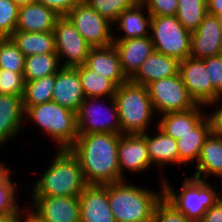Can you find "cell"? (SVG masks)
Segmentation results:
<instances>
[{
  "instance_id": "cell-28",
  "label": "cell",
  "mask_w": 222,
  "mask_h": 222,
  "mask_svg": "<svg viewBox=\"0 0 222 222\" xmlns=\"http://www.w3.org/2000/svg\"><path fill=\"white\" fill-rule=\"evenodd\" d=\"M10 38L25 57L31 55L56 53L54 32L15 31Z\"/></svg>"
},
{
  "instance_id": "cell-48",
  "label": "cell",
  "mask_w": 222,
  "mask_h": 222,
  "mask_svg": "<svg viewBox=\"0 0 222 222\" xmlns=\"http://www.w3.org/2000/svg\"><path fill=\"white\" fill-rule=\"evenodd\" d=\"M219 181H221V188H222V177L219 179ZM222 191V190H221Z\"/></svg>"
},
{
  "instance_id": "cell-35",
  "label": "cell",
  "mask_w": 222,
  "mask_h": 222,
  "mask_svg": "<svg viewBox=\"0 0 222 222\" xmlns=\"http://www.w3.org/2000/svg\"><path fill=\"white\" fill-rule=\"evenodd\" d=\"M101 16L114 23L118 16L132 8L140 0H83Z\"/></svg>"
},
{
  "instance_id": "cell-36",
  "label": "cell",
  "mask_w": 222,
  "mask_h": 222,
  "mask_svg": "<svg viewBox=\"0 0 222 222\" xmlns=\"http://www.w3.org/2000/svg\"><path fill=\"white\" fill-rule=\"evenodd\" d=\"M18 13L13 0H0V38L10 37L16 31Z\"/></svg>"
},
{
  "instance_id": "cell-44",
  "label": "cell",
  "mask_w": 222,
  "mask_h": 222,
  "mask_svg": "<svg viewBox=\"0 0 222 222\" xmlns=\"http://www.w3.org/2000/svg\"><path fill=\"white\" fill-rule=\"evenodd\" d=\"M208 14L222 18V0H206Z\"/></svg>"
},
{
  "instance_id": "cell-33",
  "label": "cell",
  "mask_w": 222,
  "mask_h": 222,
  "mask_svg": "<svg viewBox=\"0 0 222 222\" xmlns=\"http://www.w3.org/2000/svg\"><path fill=\"white\" fill-rule=\"evenodd\" d=\"M207 13L206 0H178L177 19L190 32L198 29Z\"/></svg>"
},
{
  "instance_id": "cell-38",
  "label": "cell",
  "mask_w": 222,
  "mask_h": 222,
  "mask_svg": "<svg viewBox=\"0 0 222 222\" xmlns=\"http://www.w3.org/2000/svg\"><path fill=\"white\" fill-rule=\"evenodd\" d=\"M23 72H12L0 69V94L23 96L24 93Z\"/></svg>"
},
{
  "instance_id": "cell-5",
  "label": "cell",
  "mask_w": 222,
  "mask_h": 222,
  "mask_svg": "<svg viewBox=\"0 0 222 222\" xmlns=\"http://www.w3.org/2000/svg\"><path fill=\"white\" fill-rule=\"evenodd\" d=\"M24 123L37 125L57 149H70L78 138L76 113L53 101L24 107ZM29 120V121H28Z\"/></svg>"
},
{
  "instance_id": "cell-15",
  "label": "cell",
  "mask_w": 222,
  "mask_h": 222,
  "mask_svg": "<svg viewBox=\"0 0 222 222\" xmlns=\"http://www.w3.org/2000/svg\"><path fill=\"white\" fill-rule=\"evenodd\" d=\"M222 54V30L219 17L206 14L198 29L191 32L190 57L205 59Z\"/></svg>"
},
{
  "instance_id": "cell-27",
  "label": "cell",
  "mask_w": 222,
  "mask_h": 222,
  "mask_svg": "<svg viewBox=\"0 0 222 222\" xmlns=\"http://www.w3.org/2000/svg\"><path fill=\"white\" fill-rule=\"evenodd\" d=\"M211 123L206 116L190 133L180 136L177 142L179 166L195 164L205 140L211 134ZM195 162V163H193Z\"/></svg>"
},
{
  "instance_id": "cell-4",
  "label": "cell",
  "mask_w": 222,
  "mask_h": 222,
  "mask_svg": "<svg viewBox=\"0 0 222 222\" xmlns=\"http://www.w3.org/2000/svg\"><path fill=\"white\" fill-rule=\"evenodd\" d=\"M114 100L118 109L121 134H143L151 129L153 122L154 127L158 126V116L146 86L133 83L129 79L117 87Z\"/></svg>"
},
{
  "instance_id": "cell-42",
  "label": "cell",
  "mask_w": 222,
  "mask_h": 222,
  "mask_svg": "<svg viewBox=\"0 0 222 222\" xmlns=\"http://www.w3.org/2000/svg\"><path fill=\"white\" fill-rule=\"evenodd\" d=\"M82 0H36L47 8L53 9L58 15L66 16Z\"/></svg>"
},
{
  "instance_id": "cell-39",
  "label": "cell",
  "mask_w": 222,
  "mask_h": 222,
  "mask_svg": "<svg viewBox=\"0 0 222 222\" xmlns=\"http://www.w3.org/2000/svg\"><path fill=\"white\" fill-rule=\"evenodd\" d=\"M152 16H175L178 0H140Z\"/></svg>"
},
{
  "instance_id": "cell-11",
  "label": "cell",
  "mask_w": 222,
  "mask_h": 222,
  "mask_svg": "<svg viewBox=\"0 0 222 222\" xmlns=\"http://www.w3.org/2000/svg\"><path fill=\"white\" fill-rule=\"evenodd\" d=\"M53 32L55 51L61 66L75 68L85 65L92 46L85 41L66 16L57 19Z\"/></svg>"
},
{
  "instance_id": "cell-19",
  "label": "cell",
  "mask_w": 222,
  "mask_h": 222,
  "mask_svg": "<svg viewBox=\"0 0 222 222\" xmlns=\"http://www.w3.org/2000/svg\"><path fill=\"white\" fill-rule=\"evenodd\" d=\"M153 16L148 12L146 6L137 2L132 8L122 12L113 23L117 31L113 33L114 40H126L131 38L150 36ZM120 29V34L118 33Z\"/></svg>"
},
{
  "instance_id": "cell-1",
  "label": "cell",
  "mask_w": 222,
  "mask_h": 222,
  "mask_svg": "<svg viewBox=\"0 0 222 222\" xmlns=\"http://www.w3.org/2000/svg\"><path fill=\"white\" fill-rule=\"evenodd\" d=\"M120 134L91 133L78 135L70 148L78 158L88 185H105L123 181L119 171Z\"/></svg>"
},
{
  "instance_id": "cell-43",
  "label": "cell",
  "mask_w": 222,
  "mask_h": 222,
  "mask_svg": "<svg viewBox=\"0 0 222 222\" xmlns=\"http://www.w3.org/2000/svg\"><path fill=\"white\" fill-rule=\"evenodd\" d=\"M199 222H222V197L207 209Z\"/></svg>"
},
{
  "instance_id": "cell-16",
  "label": "cell",
  "mask_w": 222,
  "mask_h": 222,
  "mask_svg": "<svg viewBox=\"0 0 222 222\" xmlns=\"http://www.w3.org/2000/svg\"><path fill=\"white\" fill-rule=\"evenodd\" d=\"M80 222H116L108 201V184L88 185L79 195Z\"/></svg>"
},
{
  "instance_id": "cell-8",
  "label": "cell",
  "mask_w": 222,
  "mask_h": 222,
  "mask_svg": "<svg viewBox=\"0 0 222 222\" xmlns=\"http://www.w3.org/2000/svg\"><path fill=\"white\" fill-rule=\"evenodd\" d=\"M150 38L154 51L182 61L190 57L191 32L177 16H153Z\"/></svg>"
},
{
  "instance_id": "cell-14",
  "label": "cell",
  "mask_w": 222,
  "mask_h": 222,
  "mask_svg": "<svg viewBox=\"0 0 222 222\" xmlns=\"http://www.w3.org/2000/svg\"><path fill=\"white\" fill-rule=\"evenodd\" d=\"M119 171L124 180L129 172L132 175H140L150 168V156L147 149L146 140L143 134H120L118 143Z\"/></svg>"
},
{
  "instance_id": "cell-29",
  "label": "cell",
  "mask_w": 222,
  "mask_h": 222,
  "mask_svg": "<svg viewBox=\"0 0 222 222\" xmlns=\"http://www.w3.org/2000/svg\"><path fill=\"white\" fill-rule=\"evenodd\" d=\"M6 165L7 163L5 161L3 162V160H0V212L25 213L26 207H23V205L21 206L17 199L21 186L17 181H13L14 179L11 177L13 174L10 170L11 168Z\"/></svg>"
},
{
  "instance_id": "cell-46",
  "label": "cell",
  "mask_w": 222,
  "mask_h": 222,
  "mask_svg": "<svg viewBox=\"0 0 222 222\" xmlns=\"http://www.w3.org/2000/svg\"><path fill=\"white\" fill-rule=\"evenodd\" d=\"M20 222H39V221L26 209Z\"/></svg>"
},
{
  "instance_id": "cell-21",
  "label": "cell",
  "mask_w": 222,
  "mask_h": 222,
  "mask_svg": "<svg viewBox=\"0 0 222 222\" xmlns=\"http://www.w3.org/2000/svg\"><path fill=\"white\" fill-rule=\"evenodd\" d=\"M123 72L130 79L152 54L154 46L150 36L114 40Z\"/></svg>"
},
{
  "instance_id": "cell-23",
  "label": "cell",
  "mask_w": 222,
  "mask_h": 222,
  "mask_svg": "<svg viewBox=\"0 0 222 222\" xmlns=\"http://www.w3.org/2000/svg\"><path fill=\"white\" fill-rule=\"evenodd\" d=\"M204 109H203V108ZM206 106L198 104L196 107L177 112H168L158 116V127L168 136L178 140L180 136L190 133L206 116Z\"/></svg>"
},
{
  "instance_id": "cell-40",
  "label": "cell",
  "mask_w": 222,
  "mask_h": 222,
  "mask_svg": "<svg viewBox=\"0 0 222 222\" xmlns=\"http://www.w3.org/2000/svg\"><path fill=\"white\" fill-rule=\"evenodd\" d=\"M212 87L222 96V54L202 59Z\"/></svg>"
},
{
  "instance_id": "cell-22",
  "label": "cell",
  "mask_w": 222,
  "mask_h": 222,
  "mask_svg": "<svg viewBox=\"0 0 222 222\" xmlns=\"http://www.w3.org/2000/svg\"><path fill=\"white\" fill-rule=\"evenodd\" d=\"M155 133L144 132L151 165L156 167L157 171L165 170L168 165H179V153L177 142L171 136H168L158 126L154 129ZM157 133V134H156ZM164 168V169H163Z\"/></svg>"
},
{
  "instance_id": "cell-20",
  "label": "cell",
  "mask_w": 222,
  "mask_h": 222,
  "mask_svg": "<svg viewBox=\"0 0 222 222\" xmlns=\"http://www.w3.org/2000/svg\"><path fill=\"white\" fill-rule=\"evenodd\" d=\"M85 66L112 80L117 86L129 80L122 70L119 53L114 44L92 47L86 58Z\"/></svg>"
},
{
  "instance_id": "cell-45",
  "label": "cell",
  "mask_w": 222,
  "mask_h": 222,
  "mask_svg": "<svg viewBox=\"0 0 222 222\" xmlns=\"http://www.w3.org/2000/svg\"><path fill=\"white\" fill-rule=\"evenodd\" d=\"M24 213H1L0 222H20Z\"/></svg>"
},
{
  "instance_id": "cell-47",
  "label": "cell",
  "mask_w": 222,
  "mask_h": 222,
  "mask_svg": "<svg viewBox=\"0 0 222 222\" xmlns=\"http://www.w3.org/2000/svg\"><path fill=\"white\" fill-rule=\"evenodd\" d=\"M18 7L36 2V0H13Z\"/></svg>"
},
{
  "instance_id": "cell-17",
  "label": "cell",
  "mask_w": 222,
  "mask_h": 222,
  "mask_svg": "<svg viewBox=\"0 0 222 222\" xmlns=\"http://www.w3.org/2000/svg\"><path fill=\"white\" fill-rule=\"evenodd\" d=\"M85 98L78 70L62 67L55 74L52 101L77 113Z\"/></svg>"
},
{
  "instance_id": "cell-37",
  "label": "cell",
  "mask_w": 222,
  "mask_h": 222,
  "mask_svg": "<svg viewBox=\"0 0 222 222\" xmlns=\"http://www.w3.org/2000/svg\"><path fill=\"white\" fill-rule=\"evenodd\" d=\"M153 222H194L179 211L164 195L156 203Z\"/></svg>"
},
{
  "instance_id": "cell-41",
  "label": "cell",
  "mask_w": 222,
  "mask_h": 222,
  "mask_svg": "<svg viewBox=\"0 0 222 222\" xmlns=\"http://www.w3.org/2000/svg\"><path fill=\"white\" fill-rule=\"evenodd\" d=\"M211 109L214 107V111H207V117L211 123V132L213 135L222 138V96L206 105Z\"/></svg>"
},
{
  "instance_id": "cell-13",
  "label": "cell",
  "mask_w": 222,
  "mask_h": 222,
  "mask_svg": "<svg viewBox=\"0 0 222 222\" xmlns=\"http://www.w3.org/2000/svg\"><path fill=\"white\" fill-rule=\"evenodd\" d=\"M179 74L190 96L197 104L207 105L221 97L212 87L202 59L187 57L179 63Z\"/></svg>"
},
{
  "instance_id": "cell-12",
  "label": "cell",
  "mask_w": 222,
  "mask_h": 222,
  "mask_svg": "<svg viewBox=\"0 0 222 222\" xmlns=\"http://www.w3.org/2000/svg\"><path fill=\"white\" fill-rule=\"evenodd\" d=\"M28 204L26 209L39 222H80L79 196L32 197Z\"/></svg>"
},
{
  "instance_id": "cell-18",
  "label": "cell",
  "mask_w": 222,
  "mask_h": 222,
  "mask_svg": "<svg viewBox=\"0 0 222 222\" xmlns=\"http://www.w3.org/2000/svg\"><path fill=\"white\" fill-rule=\"evenodd\" d=\"M24 113L22 97L0 94V149L23 134Z\"/></svg>"
},
{
  "instance_id": "cell-31",
  "label": "cell",
  "mask_w": 222,
  "mask_h": 222,
  "mask_svg": "<svg viewBox=\"0 0 222 222\" xmlns=\"http://www.w3.org/2000/svg\"><path fill=\"white\" fill-rule=\"evenodd\" d=\"M79 72L85 97H114L117 85L103 75L97 74L85 65L75 67Z\"/></svg>"
},
{
  "instance_id": "cell-26",
  "label": "cell",
  "mask_w": 222,
  "mask_h": 222,
  "mask_svg": "<svg viewBox=\"0 0 222 222\" xmlns=\"http://www.w3.org/2000/svg\"><path fill=\"white\" fill-rule=\"evenodd\" d=\"M195 171L191 177L199 180H208V177H222V138L208 136L203 144L196 162Z\"/></svg>"
},
{
  "instance_id": "cell-30",
  "label": "cell",
  "mask_w": 222,
  "mask_h": 222,
  "mask_svg": "<svg viewBox=\"0 0 222 222\" xmlns=\"http://www.w3.org/2000/svg\"><path fill=\"white\" fill-rule=\"evenodd\" d=\"M62 68L56 53H45L25 57L24 82L56 74Z\"/></svg>"
},
{
  "instance_id": "cell-10",
  "label": "cell",
  "mask_w": 222,
  "mask_h": 222,
  "mask_svg": "<svg viewBox=\"0 0 222 222\" xmlns=\"http://www.w3.org/2000/svg\"><path fill=\"white\" fill-rule=\"evenodd\" d=\"M66 17L92 47H105L113 44V23L83 0Z\"/></svg>"
},
{
  "instance_id": "cell-32",
  "label": "cell",
  "mask_w": 222,
  "mask_h": 222,
  "mask_svg": "<svg viewBox=\"0 0 222 222\" xmlns=\"http://www.w3.org/2000/svg\"><path fill=\"white\" fill-rule=\"evenodd\" d=\"M55 74L25 82L23 107H31L52 101Z\"/></svg>"
},
{
  "instance_id": "cell-25",
  "label": "cell",
  "mask_w": 222,
  "mask_h": 222,
  "mask_svg": "<svg viewBox=\"0 0 222 222\" xmlns=\"http://www.w3.org/2000/svg\"><path fill=\"white\" fill-rule=\"evenodd\" d=\"M59 17L60 15L53 9L38 2L21 6L19 7L16 31L50 32L53 31Z\"/></svg>"
},
{
  "instance_id": "cell-9",
  "label": "cell",
  "mask_w": 222,
  "mask_h": 222,
  "mask_svg": "<svg viewBox=\"0 0 222 222\" xmlns=\"http://www.w3.org/2000/svg\"><path fill=\"white\" fill-rule=\"evenodd\" d=\"M146 87L157 116L186 111L198 105L188 93L180 74L153 81Z\"/></svg>"
},
{
  "instance_id": "cell-6",
  "label": "cell",
  "mask_w": 222,
  "mask_h": 222,
  "mask_svg": "<svg viewBox=\"0 0 222 222\" xmlns=\"http://www.w3.org/2000/svg\"><path fill=\"white\" fill-rule=\"evenodd\" d=\"M213 181L212 185L206 180L186 175L181 182V188L175 189L169 180L164 178L163 195L188 219L199 222L207 209L222 197V191L219 190L218 193L216 185L218 180Z\"/></svg>"
},
{
  "instance_id": "cell-34",
  "label": "cell",
  "mask_w": 222,
  "mask_h": 222,
  "mask_svg": "<svg viewBox=\"0 0 222 222\" xmlns=\"http://www.w3.org/2000/svg\"><path fill=\"white\" fill-rule=\"evenodd\" d=\"M25 56L10 37L0 38V69L23 72Z\"/></svg>"
},
{
  "instance_id": "cell-2",
  "label": "cell",
  "mask_w": 222,
  "mask_h": 222,
  "mask_svg": "<svg viewBox=\"0 0 222 222\" xmlns=\"http://www.w3.org/2000/svg\"><path fill=\"white\" fill-rule=\"evenodd\" d=\"M160 173L159 190L127 180L108 184V201L116 222H153L156 203L163 196L164 174Z\"/></svg>"
},
{
  "instance_id": "cell-3",
  "label": "cell",
  "mask_w": 222,
  "mask_h": 222,
  "mask_svg": "<svg viewBox=\"0 0 222 222\" xmlns=\"http://www.w3.org/2000/svg\"><path fill=\"white\" fill-rule=\"evenodd\" d=\"M51 163L32 185L31 197L79 196L88 186L78 158L70 149H56Z\"/></svg>"
},
{
  "instance_id": "cell-24",
  "label": "cell",
  "mask_w": 222,
  "mask_h": 222,
  "mask_svg": "<svg viewBox=\"0 0 222 222\" xmlns=\"http://www.w3.org/2000/svg\"><path fill=\"white\" fill-rule=\"evenodd\" d=\"M179 63L180 61L173 57L153 51L130 80L147 86L153 81L179 74Z\"/></svg>"
},
{
  "instance_id": "cell-7",
  "label": "cell",
  "mask_w": 222,
  "mask_h": 222,
  "mask_svg": "<svg viewBox=\"0 0 222 222\" xmlns=\"http://www.w3.org/2000/svg\"><path fill=\"white\" fill-rule=\"evenodd\" d=\"M107 102L108 104H106ZM76 118L78 135L91 133L121 134L119 114L114 97L85 98L76 113Z\"/></svg>"
}]
</instances>
